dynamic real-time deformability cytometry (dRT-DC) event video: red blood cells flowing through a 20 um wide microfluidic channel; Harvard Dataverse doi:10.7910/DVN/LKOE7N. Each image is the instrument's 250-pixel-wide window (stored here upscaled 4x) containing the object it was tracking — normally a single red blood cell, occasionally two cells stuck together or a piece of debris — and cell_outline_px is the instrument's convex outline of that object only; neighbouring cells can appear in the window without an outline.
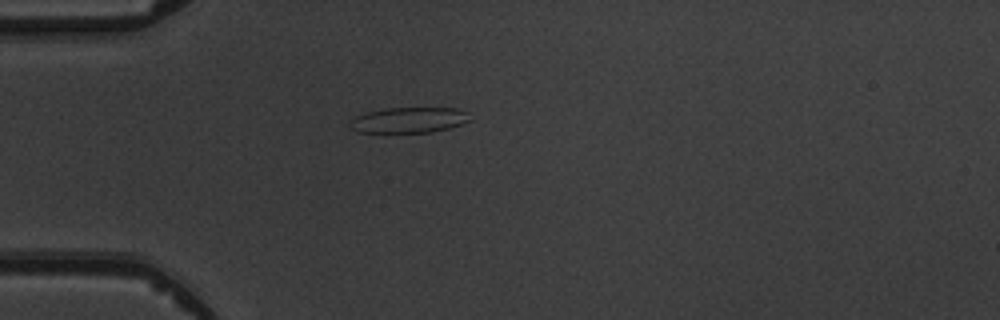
{"species": "common noctule bat (a hibernating species)", "species_latin": "Nyctalus noctula", "temperature_condition": "warm", "stored_images_in_passage": 2, "camera_frame_rate_fps": 3000, "um_per_image_px": 0.085, "animal": {"sex": "male", "body_mass_g": 19.5, "forearm_length_mm": 54.6}, "frame": {"image": 1, "passage_image": 1, "time_ms": 0.0, "image_size_px": [1000, 320], "cell_outline_px": [[472, 120], [448, 128], [432, 132], [356, 132], [352, 128], [352, 120], [356, 116], [368, 112], [384, 108], [456, 108], [468, 112]], "centroid_in_image_um": [34.81, 10.2], "position_along_channel_um": 50.2, "area_um2": 17.69}}